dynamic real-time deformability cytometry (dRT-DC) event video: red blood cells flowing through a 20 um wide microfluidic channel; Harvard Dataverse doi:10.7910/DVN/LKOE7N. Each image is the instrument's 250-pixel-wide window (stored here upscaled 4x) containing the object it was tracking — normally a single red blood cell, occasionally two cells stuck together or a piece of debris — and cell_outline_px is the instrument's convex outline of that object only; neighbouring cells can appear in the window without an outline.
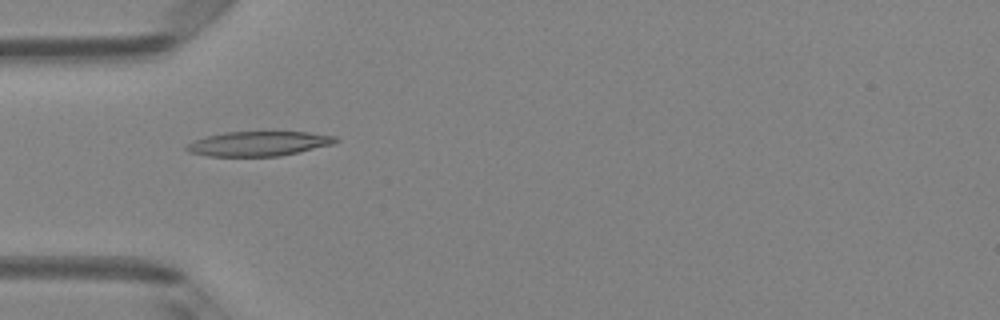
{"species": "Egyptian fruit bat (a non-hibernating species)", "species_latin": "Rousettus aegyptiacus", "temperature_condition": "room temperature", "stored_images_in_passage": 7, "camera_frame_rate_fps": 3000, "um_per_image_px": 0.085, "animal": {"sex": "female"}, "frame": {"image": 1, "passage_image": 5, "time_ms": 1.333, "image_size_px": [1000, 320], "cell_outline_px": [[340, 140], [332, 144], [300, 152], [280, 156], [208, 156], [188, 152], [184, 148], [188, 144], [196, 140], [208, 136], [224, 132], [308, 132], [336, 136]], "centroid_in_image_um": [22.01, 12.21], "position_along_channel_um": 63.0, "area_um2": 21.33}}
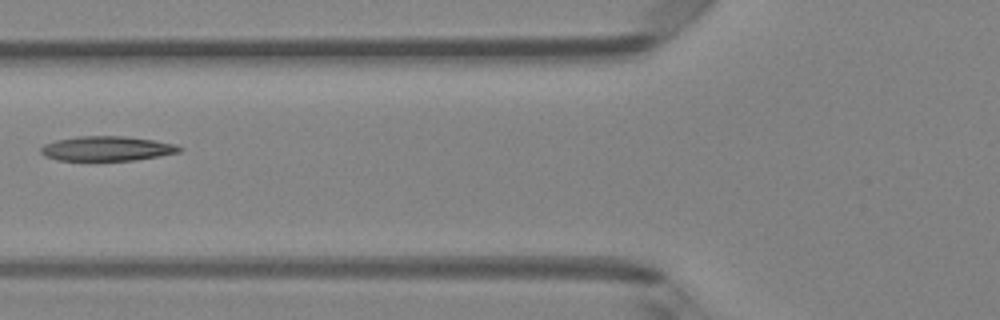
{"frame": {"image": 2, "passage_image": 6, "time_ms": 1.667, "image_size_px": [1000, 320], "cell_outline_px": [[184, 148], [180, 152], [160, 156], [132, 160], [56, 160], [44, 156], [40, 152], [40, 148], [44, 144], [56, 140], [80, 136], [124, 136], [152, 140], [176, 144]], "centroid_in_image_um": [9.09, 12.62], "position_along_channel_um": 116.7, "area_um2": 19.88}}
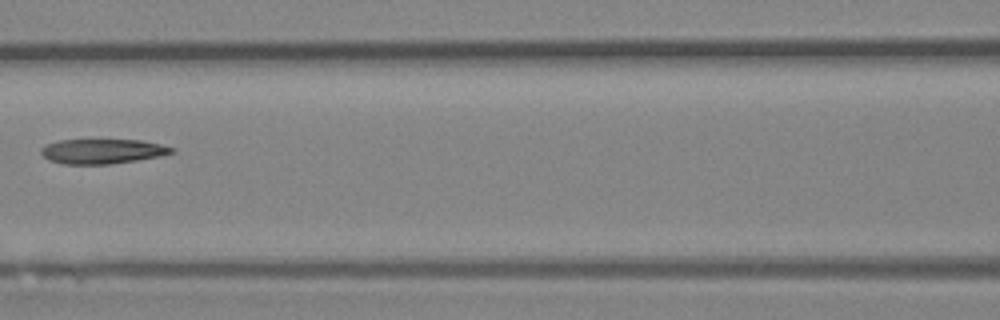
{"frame": {"image": 3, "passage_image": 7, "time_ms": 2.0, "image_size_px": [1000, 320], "cell_outline_px": [[176, 152], [160, 156], [136, 160], [108, 164], [64, 164], [48, 160], [40, 152], [40, 148], [56, 140], [140, 140], [160, 144], [176, 148]], "centroid_in_image_um": [8.71, 12.86], "position_along_channel_um": 157.9, "area_um2": 18.84}}